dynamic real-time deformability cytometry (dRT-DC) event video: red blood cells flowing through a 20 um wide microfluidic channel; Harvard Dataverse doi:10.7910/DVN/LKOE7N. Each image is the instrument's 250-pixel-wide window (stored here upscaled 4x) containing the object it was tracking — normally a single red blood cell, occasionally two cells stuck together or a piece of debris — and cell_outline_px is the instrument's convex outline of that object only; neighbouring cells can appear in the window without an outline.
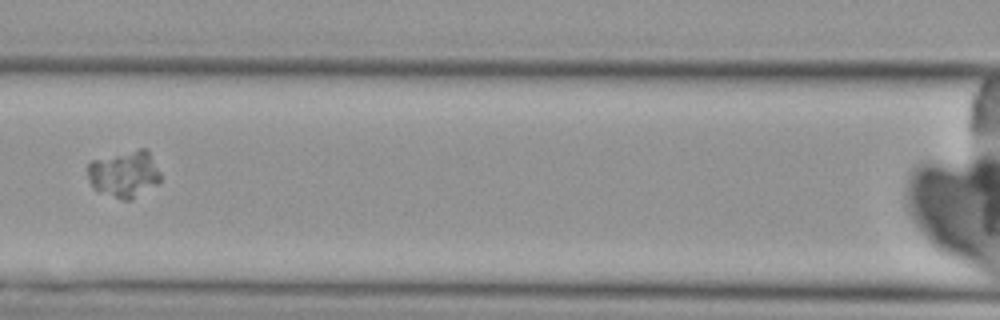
{"species": "Egyptian fruit bat (a non-hibernating species)", "species_latin": "Rousettus aegyptiacus", "temperature_condition": "cold", "stored_images_in_passage": 9, "camera_frame_rate_fps": 3000, "um_per_image_px": 0.085, "animal": {"sex": "female"}, "frame": {"image": 1, "passage_image": 6, "time_ms": 6.0, "image_size_px": [1000, 320], "cell_outline_px": [[160, 180], [156, 184], [132, 200], [124, 200], [92, 188], [88, 180], [88, 164], [92, 160], [140, 148], [148, 148], [160, 172]], "centroid_in_image_um": [10.58, 14.77], "position_along_channel_um": 156.0, "area_um2": 19.77}}
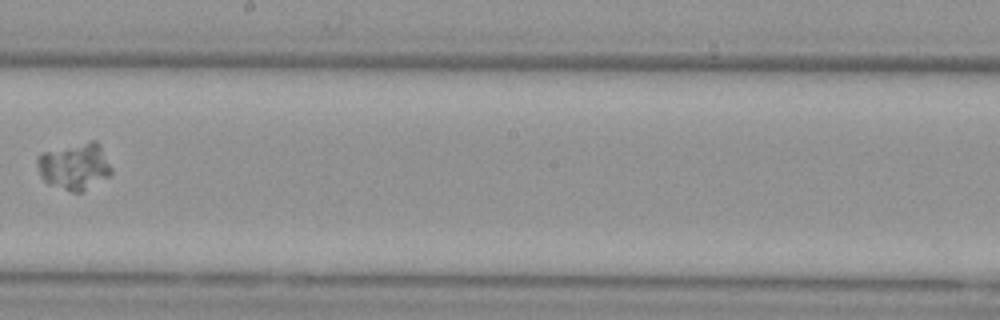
{"frame": {"image": 2, "passage_image": 8, "time_ms": 8.333, "image_size_px": [1000, 320], "cell_outline_px": [[112, 176], [84, 192], [72, 192], [48, 184], [40, 176], [36, 164], [36, 156], [40, 152], [92, 140], [96, 140], [100, 144], [112, 168]], "centroid_in_image_um": [6.35, 14.15], "position_along_channel_um": 241.9, "area_um2": 20.81}}
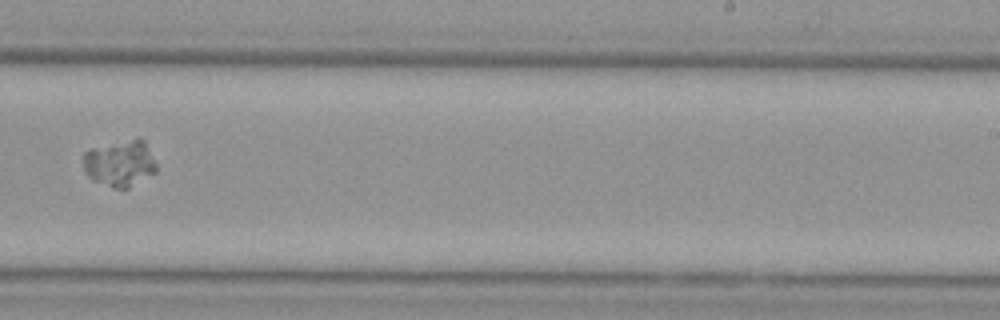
{"frame": {"image": 3, "passage_image": 9, "time_ms": 9.333, "image_size_px": [1000, 320], "cell_outline_px": [[156, 172], [128, 188], [112, 188], [92, 180], [88, 176], [84, 168], [84, 152], [92, 148], [136, 136], [140, 136], [144, 140], [156, 164]], "centroid_in_image_um": [10.2, 13.86], "position_along_channel_um": 278.8, "area_um2": 19.94}}